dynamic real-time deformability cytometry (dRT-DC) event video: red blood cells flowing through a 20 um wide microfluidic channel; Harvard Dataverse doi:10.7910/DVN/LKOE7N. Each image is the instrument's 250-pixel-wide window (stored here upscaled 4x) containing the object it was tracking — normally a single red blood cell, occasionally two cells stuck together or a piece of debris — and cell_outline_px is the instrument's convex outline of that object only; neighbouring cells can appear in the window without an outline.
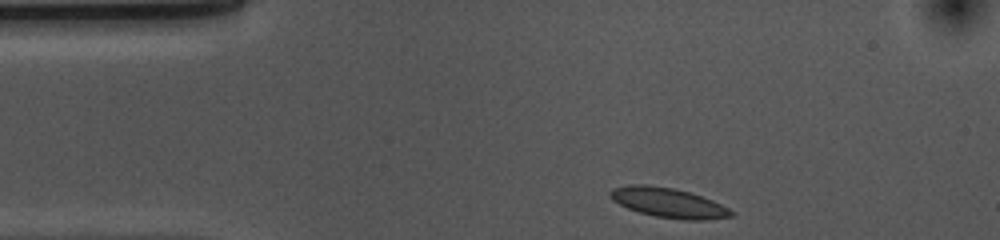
{"species": "common noctule bat (a hibernating species)", "species_latin": "Nyctalus noctula", "temperature_condition": "cold", "stored_images_in_passage": 35, "camera_frame_rate_fps": 3000, "um_per_image_px": 0.085, "animal": {"sex": "female", "body_mass_g": 10.0, "forearm_length_mm": 53.1}, "frame": {"image": 1, "passage_image": 1, "time_ms": 0.0, "image_size_px": [1000, 240], "cell_outline_px": [[736, 212], [732, 216], [704, 220], [684, 220], [656, 216], [640, 212], [628, 208], [612, 200], [608, 196], [608, 192], [612, 188], [628, 184], [648, 184], [672, 188], [688, 192], [712, 200]], "centroid_in_image_um": [56.78, 17.22], "position_along_channel_um": 28.2, "area_um2": 20.92}}
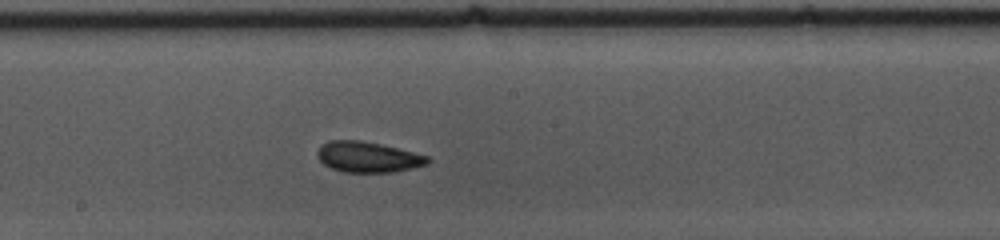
{"frame": {"image": 2, "passage_image": 20, "time_ms": 6.333, "image_size_px": [1000, 240], "cell_outline_px": [[432, 160], [428, 164], [412, 168], [392, 172], [344, 172], [332, 168], [324, 164], [316, 156], [316, 152], [328, 140], [360, 140], [380, 144], [428, 156]], "centroid_in_image_um": [31.27, 13.35], "position_along_channel_um": 216.9, "area_um2": 19.54}}
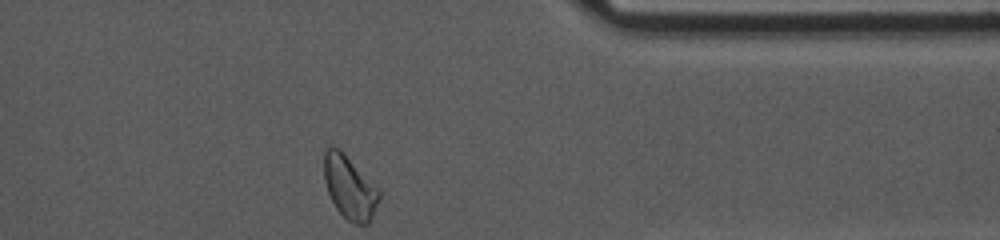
{"frame": {"image": 3, "passage_image": 35, "time_ms": 11.333, "image_size_px": [1000, 240], "cell_outline_px": [[380, 196], [372, 216], [368, 224], [356, 224], [348, 220], [336, 208], [328, 192], [324, 180], [324, 148], [328, 144], [340, 148], [380, 188]], "centroid_in_image_um": [29.71, 15.86], "position_along_channel_um": 381.7, "area_um2": 20.58}, "authors_computed_cell_mechanics": {"area_um2": 19.363, "velocity_mm_per_s": 3.6287, "shape_relaxation_time_tau1_ms": 3.4621, "shape_relaxation_time_tau2_ms": 1.9764, "deformation_change_tau1": 0.1133, "deformation_change_tau2": 0.0856}}